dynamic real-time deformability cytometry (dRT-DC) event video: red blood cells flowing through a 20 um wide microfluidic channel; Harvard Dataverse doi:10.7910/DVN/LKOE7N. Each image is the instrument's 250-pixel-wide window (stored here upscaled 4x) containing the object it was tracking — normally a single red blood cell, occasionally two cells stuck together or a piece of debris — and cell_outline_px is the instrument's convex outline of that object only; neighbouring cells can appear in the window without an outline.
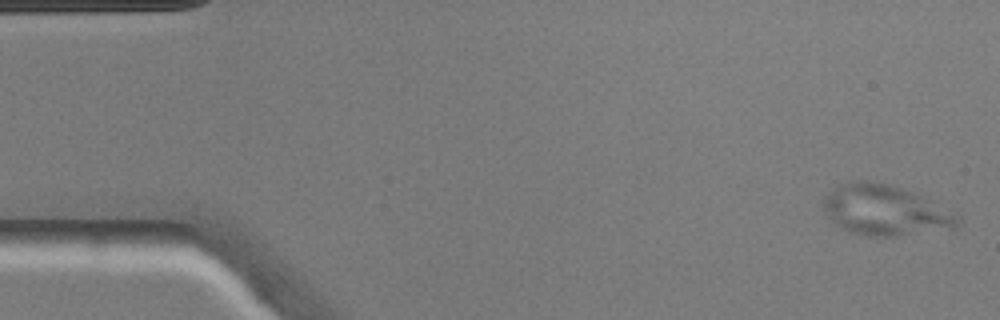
{"species": "common noctule bat (a hibernating species)", "species_latin": "Nyctalus noctula", "temperature_condition": "warm", "stored_images_in_passage": 14, "camera_frame_rate_fps": 3000, "um_per_image_px": 0.085, "animal": {"sex": "male", "body_mass_g": 20.5, "forearm_length_mm": 52.5}, "frame": {"image": 1, "passage_image": 1, "time_ms": 0.0, "image_size_px": [1000, 320], "cell_outline_px": [[960, 228], [896, 236], [864, 236], [848, 232], [836, 224], [824, 212], [824, 196], [832, 188], [848, 180], [868, 180], [892, 184], [912, 192], [956, 212], [960, 216]], "centroid_in_image_um": [75.25, 17.87], "position_along_channel_um": 9.7, "area_um2": 40.06}}